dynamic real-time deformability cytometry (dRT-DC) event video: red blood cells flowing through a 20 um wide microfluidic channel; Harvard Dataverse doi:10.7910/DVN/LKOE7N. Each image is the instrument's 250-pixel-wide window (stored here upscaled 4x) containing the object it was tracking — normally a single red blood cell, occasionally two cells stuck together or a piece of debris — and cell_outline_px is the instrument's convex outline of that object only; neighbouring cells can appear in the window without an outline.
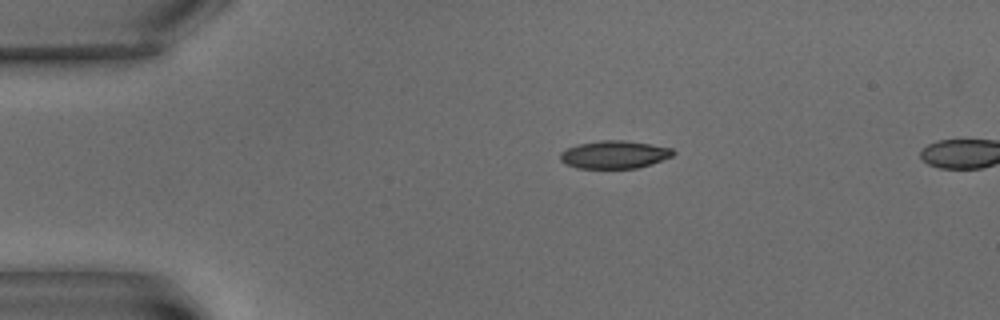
{"species": "common noctule bat (a hibernating species)", "species_latin": "Nyctalus noctula", "temperature_condition": "warm", "stored_images_in_passage": 4, "camera_frame_rate_fps": 3000, "um_per_image_px": 0.085, "animal": {"sex": "male", "body_mass_g": 15.6}, "frame": {"image": 1, "passage_image": 1, "time_ms": 0.0, "image_size_px": [1000, 320], "cell_outline_px": [[676, 152], [672, 156], [652, 164], [636, 168], [576, 168], [564, 164], [560, 160], [560, 152], [568, 148], [580, 144], [600, 140], [624, 140], [652, 144], [672, 148]], "centroid_in_image_um": [52.23, 13.14], "position_along_channel_um": 32.8, "area_um2": 18.38}}
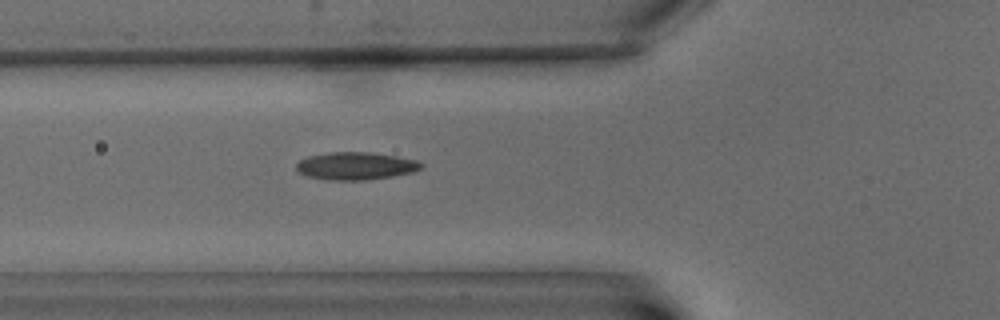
{"frame": {"image": 2, "passage_image": 4, "time_ms": 3.667, "image_size_px": [1000, 320], "cell_outline_px": [[424, 164], [420, 168], [412, 172], [392, 176], [364, 180], [328, 180], [308, 176], [296, 172], [296, 164], [300, 160], [308, 156], [332, 152], [372, 152], [396, 156], [416, 160]], "centroid_in_image_um": [30.21, 14.1], "position_along_channel_um": 95.6, "area_um2": 20.06}}